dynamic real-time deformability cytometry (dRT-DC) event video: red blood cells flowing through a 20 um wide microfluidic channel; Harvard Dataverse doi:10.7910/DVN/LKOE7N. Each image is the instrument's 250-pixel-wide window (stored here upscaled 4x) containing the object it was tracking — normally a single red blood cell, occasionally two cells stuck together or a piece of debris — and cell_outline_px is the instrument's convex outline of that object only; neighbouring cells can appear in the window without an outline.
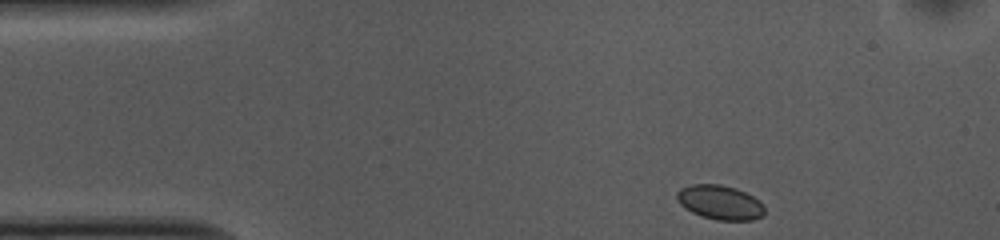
{"species": "common noctule bat (a hibernating species)", "species_latin": "Nyctalus noctula", "temperature_condition": "cold", "stored_images_in_passage": 47, "camera_frame_rate_fps": 3000, "um_per_image_px": 0.085, "animal": {"sex": "female", "body_mass_g": 10.0, "forearm_length_mm": 53.1}, "frame": {"image": 1, "passage_image": 1, "time_ms": 0.0, "image_size_px": [1000, 240], "cell_outline_px": [[764, 216], [752, 220], [716, 220], [700, 216], [684, 208], [680, 204], [676, 196], [676, 192], [680, 188], [692, 184], [720, 184], [736, 188], [760, 200], [764, 204]], "centroid_in_image_um": [61.2, 17.2], "position_along_channel_um": 23.8, "area_um2": 17.74}}
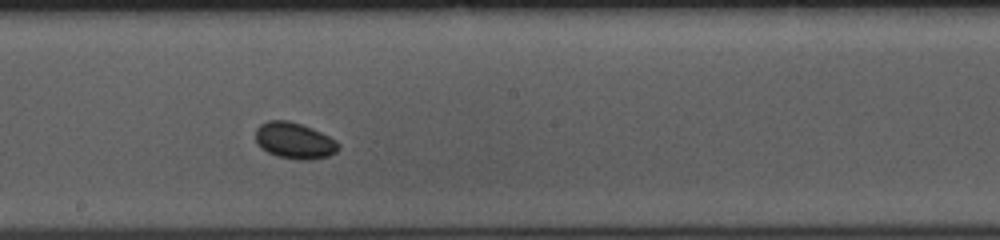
{"frame": {"image": 2, "passage_image": 22, "time_ms": 7.0, "image_size_px": [1000, 240], "cell_outline_px": [[340, 148], [336, 152], [328, 156], [308, 160], [300, 160], [280, 156], [268, 152], [260, 148], [256, 144], [256, 128], [260, 124], [268, 120], [288, 120], [312, 128], [336, 140], [340, 144]], "centroid_in_image_um": [25.02, 11.95], "position_along_channel_um": 223.2, "area_um2": 17.51}}
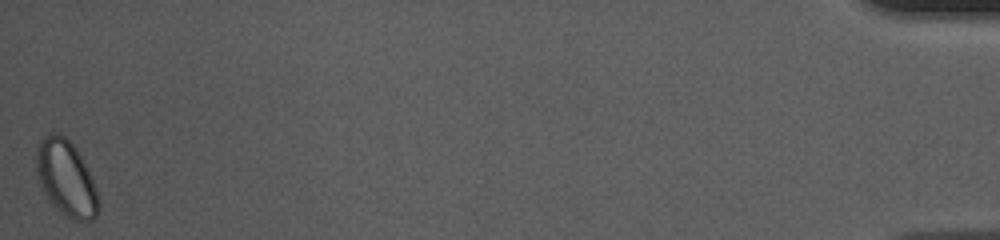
{"frame": {"image": 3, "passage_image": 47, "time_ms": 15.333, "image_size_px": [1000, 240], "cell_outline_px": [[100, 208], [96, 216], [92, 220], [72, 220], [64, 216], [48, 200], [40, 184], [36, 172], [36, 144], [40, 140], [52, 132], [60, 132], [76, 148], [88, 168], [96, 188], [100, 200]], "centroid_in_image_um": [5.63, 15.16], "position_along_channel_um": 429.6, "area_um2": 27.8}, "authors_computed_cell_mechanics": {"area_um2": 17.3978, "velocity_mm_per_s": 3.6685, "shape_relaxation_time_tau1_ms": 6.1156, "shape_relaxation_time_tau2_ms": null, "deformation_change_tau1": 0.0487, "deformation_change_tau2": null}}